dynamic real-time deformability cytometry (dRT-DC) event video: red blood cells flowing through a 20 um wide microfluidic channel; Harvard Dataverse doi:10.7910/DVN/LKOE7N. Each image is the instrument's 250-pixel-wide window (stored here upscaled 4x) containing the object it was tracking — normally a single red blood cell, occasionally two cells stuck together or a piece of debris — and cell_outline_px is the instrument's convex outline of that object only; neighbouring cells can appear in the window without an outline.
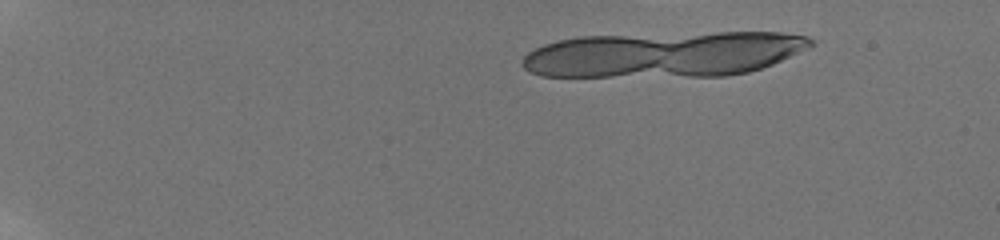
{"species": "human", "species_latin": "Homo sapiens", "temperature_condition": "room temperature", "stored_images_in_passage": 1, "camera_frame_rate_fps": 3000, "um_per_image_px": 0.085, "donor": {"sex": "male"}, "frame": {"image": 1, "passage_image": 1, "time_ms": 0.0, "image_size_px": [1000, 240], "cell_outline_px": [[796, 36], [784, 52], [780, 56], [756, 68], [740, 72], [716, 72], [668, 48], [676, 44], [708, 36]], "centroid_in_image_um": [62.36, 4.37], "position_along_channel_um": 22.6, "area_um2": 22.72}}